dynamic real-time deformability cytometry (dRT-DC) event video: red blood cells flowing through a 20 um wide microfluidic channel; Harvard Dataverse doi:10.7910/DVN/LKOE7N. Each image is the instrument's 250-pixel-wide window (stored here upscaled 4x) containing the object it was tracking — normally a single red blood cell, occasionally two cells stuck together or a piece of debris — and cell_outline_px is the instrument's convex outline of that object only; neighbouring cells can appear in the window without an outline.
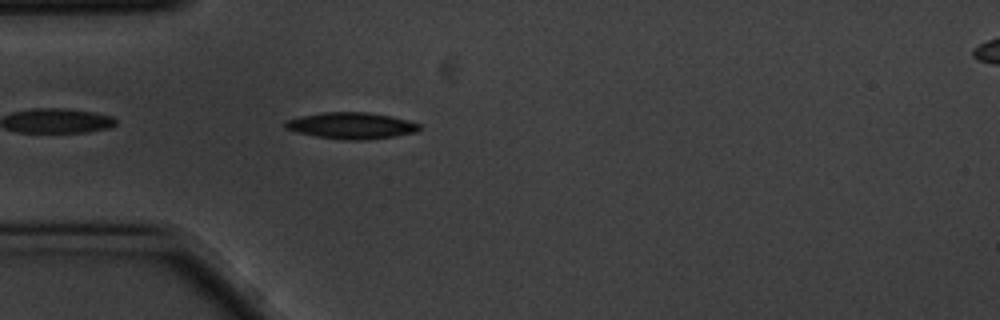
{"species": "common noctule bat (a hibernating species)", "species_latin": "Nyctalus noctula", "temperature_condition": "cold", "stored_images_in_passage": 3, "camera_frame_rate_fps": 3000, "um_per_image_px": 0.085, "animal": {"sex": "male", "body_mass_g": 20.1, "forearm_length_mm": 53.5}, "frame": {"image": 1, "passage_image": 3, "time_ms": 0.667, "image_size_px": [1000, 320], "cell_outline_px": [[420, 128], [416, 132], [392, 136], [364, 140], [344, 140], [316, 136], [284, 128], [284, 120], [300, 116], [324, 112], [368, 112], [392, 116], [408, 120], [420, 124]], "centroid_in_image_um": [29.85, 10.67], "position_along_channel_um": 55.1, "area_um2": 20.58}}